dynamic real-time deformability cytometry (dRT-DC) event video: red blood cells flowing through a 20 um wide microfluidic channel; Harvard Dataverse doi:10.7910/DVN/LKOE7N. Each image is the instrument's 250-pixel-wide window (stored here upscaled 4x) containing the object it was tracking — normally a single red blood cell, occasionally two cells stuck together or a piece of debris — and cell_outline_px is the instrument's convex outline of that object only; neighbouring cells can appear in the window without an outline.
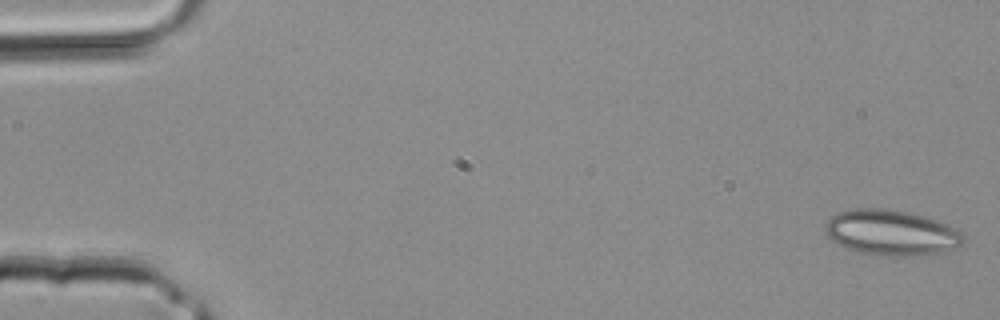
{"species": "common noctule bat (a hibernating species)", "species_latin": "Nyctalus noctula", "temperature_condition": "room temperature", "stored_images_in_passage": 40, "camera_frame_rate_fps": 3000, "um_per_image_px": 0.085, "animal": {"sex": "male", "body_mass_g": 20.4}, "frame": {"image": 1, "passage_image": 1, "time_ms": 0.0, "image_size_px": [1000, 320], "cell_outline_px": [[964, 240], [956, 248], [944, 252], [928, 256], [876, 256], [856, 252], [832, 240], [824, 232], [824, 224], [836, 212], [852, 208], [884, 208], [908, 212], [924, 216], [948, 224], [956, 228], [964, 236]], "centroid_in_image_um": [75.76, 19.79], "position_along_channel_um": 9.2, "area_um2": 37.28}}
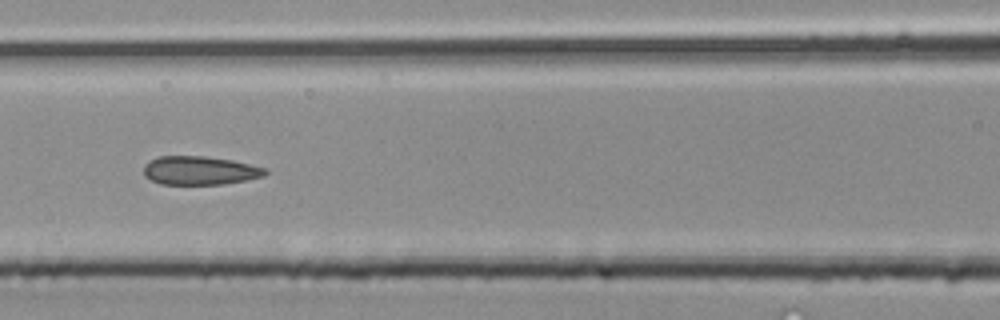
{"frame": {"image": 2, "passage_image": 18, "time_ms": 5.667, "image_size_px": [1000, 320], "cell_outline_px": [[268, 172], [264, 176], [224, 184], [160, 184], [144, 176], [144, 164], [160, 156], [204, 156], [232, 160], [268, 168]], "centroid_in_image_um": [17.0, 14.49], "position_along_channel_um": 149.6, "area_um2": 20.23}}
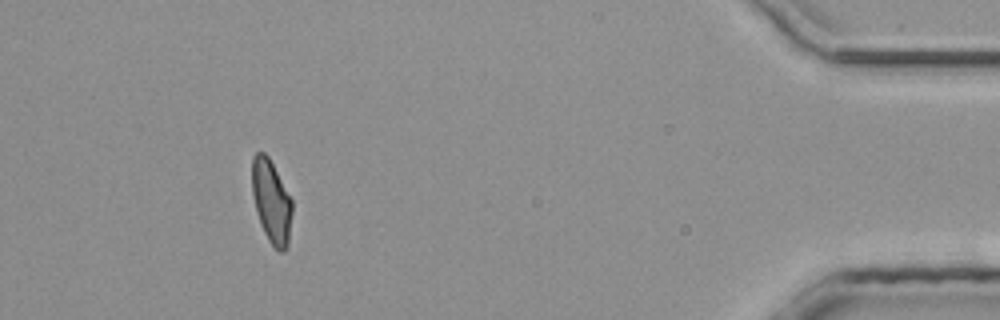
{"frame": {"image": 3, "passage_image": 37, "time_ms": 12.0, "image_size_px": [1000, 320], "cell_outline_px": [[292, 212], [288, 248], [284, 252], [280, 252], [268, 240], [260, 224], [252, 192], [252, 156], [256, 152], [264, 152], [268, 156], [292, 200]], "centroid_in_image_um": [23.07, 17.14], "position_along_channel_um": 412.1, "area_um2": 19.36}}